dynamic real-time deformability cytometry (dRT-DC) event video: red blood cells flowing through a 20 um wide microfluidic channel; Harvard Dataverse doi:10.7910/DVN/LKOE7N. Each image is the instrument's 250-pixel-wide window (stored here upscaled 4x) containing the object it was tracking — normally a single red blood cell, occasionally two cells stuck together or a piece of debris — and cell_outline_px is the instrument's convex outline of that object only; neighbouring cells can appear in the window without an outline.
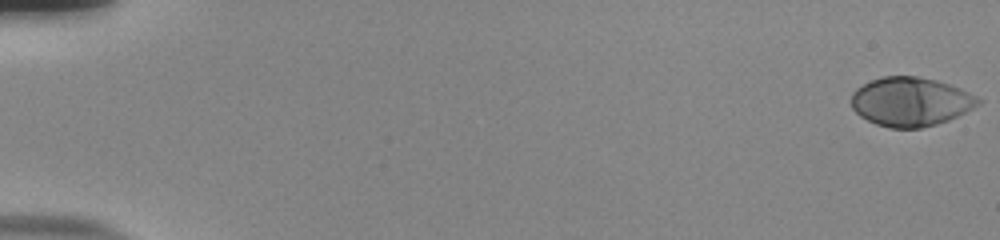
{"species": "human", "species_latin": "Homo sapiens", "temperature_condition": "room temperature", "stored_images_in_passage": 55, "camera_frame_rate_fps": 3000, "um_per_image_px": 0.085, "donor": {"sex": "male"}, "frame": {"image": 1, "passage_image": 1, "time_ms": 0.0, "image_size_px": [1000, 240], "cell_outline_px": [[984, 100], [980, 104], [948, 120], [936, 124], [920, 128], [892, 128], [876, 124], [860, 116], [852, 108], [852, 92], [856, 88], [872, 80], [884, 76], [920, 76], [936, 80], [960, 88]], "centroid_in_image_um": [77.4, 8.64], "position_along_channel_um": 7.6, "area_um2": 36.07}}
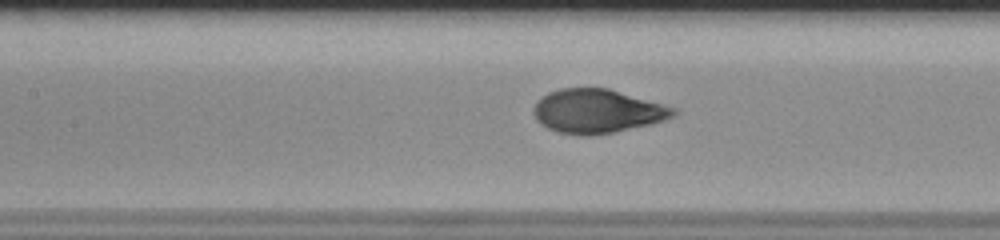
{"frame": {"image": 2, "passage_image": 27, "time_ms": 8.667, "image_size_px": [1000, 240], "cell_outline_px": [[680, 112], [676, 116], [664, 120], [616, 132], [592, 136], [580, 136], [556, 132], [540, 124], [536, 120], [532, 112], [532, 108], [536, 100], [548, 92], [560, 88], [608, 88], [676, 108]], "centroid_in_image_um": [50.73, 9.46], "position_along_channel_um": 156.7, "area_um2": 36.18}}
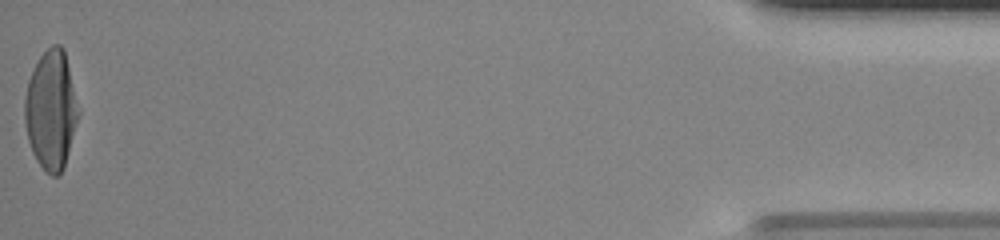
{"frame": {"image": 3, "passage_image": 55, "time_ms": 18.0, "image_size_px": [1000, 240], "cell_outline_px": [[80, 112], [64, 168], [56, 176], [52, 176], [36, 160], [32, 152], [28, 140], [24, 120], [24, 100], [28, 80], [40, 56], [52, 44], [60, 44], [64, 48]], "centroid_in_image_um": [4.34, 9.34], "position_along_channel_um": 430.9, "area_um2": 37.17}, "authors_computed_cell_mechanics": {"area_um2": 36.0094, "velocity_mm_per_s": 3.8544, "shape_relaxation_time_tau1_ms": 4.1224, "shape_relaxation_time_tau2_ms": null, "deformation_change_tau1": 0.2426, "deformation_change_tau2": null}}